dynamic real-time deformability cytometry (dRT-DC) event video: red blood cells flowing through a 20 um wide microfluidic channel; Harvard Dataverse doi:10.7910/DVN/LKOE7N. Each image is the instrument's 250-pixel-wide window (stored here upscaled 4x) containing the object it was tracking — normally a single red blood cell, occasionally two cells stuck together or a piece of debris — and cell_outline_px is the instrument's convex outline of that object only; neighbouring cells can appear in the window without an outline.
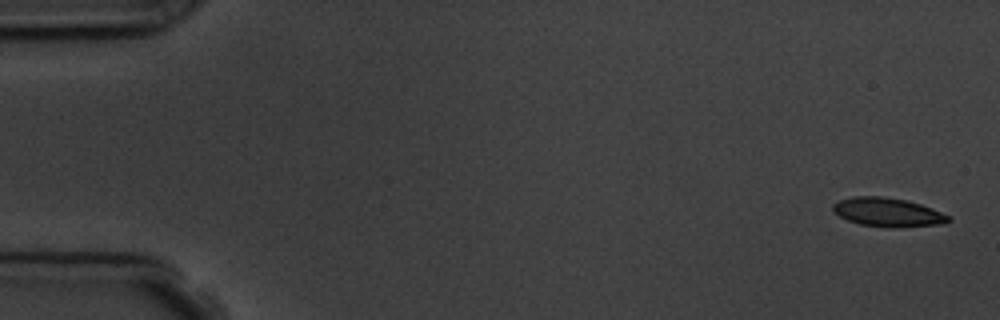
{"species": "common noctule bat (a hibernating species)", "species_latin": "Nyctalus noctula", "temperature_condition": "room temperature", "stored_images_in_passage": 5, "camera_frame_rate_fps": 3000, "um_per_image_px": 0.085, "animal": {"sex": "male", "body_mass_g": 19.5, "forearm_length_mm": 54.6}, "frame": {"image": 1, "passage_image": 1, "time_ms": 0.0, "image_size_px": [1000, 320], "cell_outline_px": [[952, 220], [944, 224], [860, 224], [848, 220], [832, 212], [832, 204], [840, 200], [852, 196], [880, 196], [904, 200], [920, 204], [932, 208], [948, 216]], "centroid_in_image_um": [75.37, 17.97], "position_along_channel_um": 9.6, "area_um2": 18.15}}
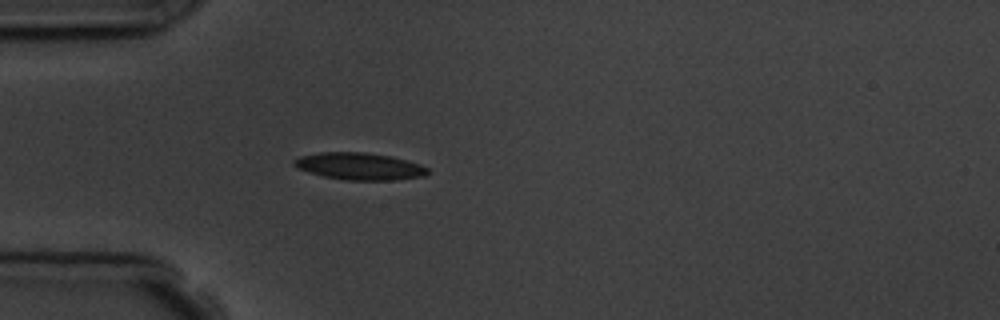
{"frame": {"image": 2, "passage_image": 5, "time_ms": 4.667, "image_size_px": [1000, 320], "cell_outline_px": [[428, 172], [424, 176], [396, 180], [344, 180], [324, 176], [308, 172], [296, 168], [292, 164], [292, 160], [300, 156], [320, 152], [364, 152], [392, 156], [420, 164], [428, 168]], "centroid_in_image_um": [30.53, 14.13], "position_along_channel_um": 54.5, "area_um2": 21.21}}